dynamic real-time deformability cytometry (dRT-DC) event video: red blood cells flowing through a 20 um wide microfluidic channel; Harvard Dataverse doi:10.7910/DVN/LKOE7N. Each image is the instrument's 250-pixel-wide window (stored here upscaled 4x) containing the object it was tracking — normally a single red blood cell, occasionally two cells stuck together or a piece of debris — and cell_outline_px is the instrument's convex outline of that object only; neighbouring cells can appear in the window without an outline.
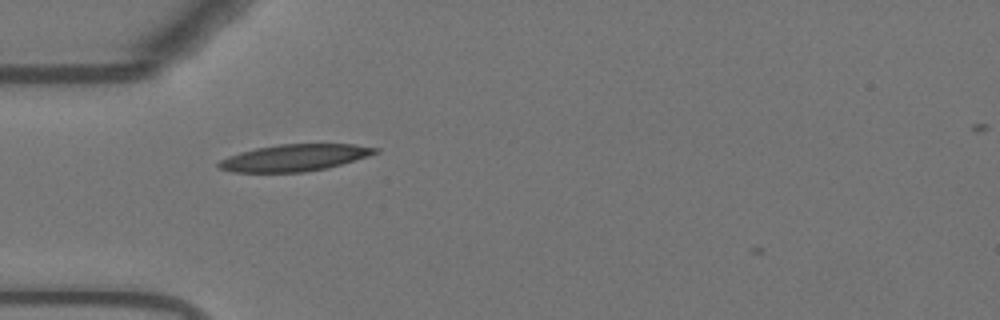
{"species": "Egyptian fruit bat (a non-hibernating species)", "species_latin": "Rousettus aegyptiacus", "temperature_condition": "warm", "stored_images_in_passage": 41, "camera_frame_rate_fps": 3000, "um_per_image_px": 0.085, "animal": {"sex": "female"}, "frame": {"image": 1, "passage_image": 3, "time_ms": 0.667, "image_size_px": [1000, 320], "cell_outline_px": [[380, 152], [368, 156], [340, 164], [324, 168], [304, 172], [232, 172], [220, 168], [216, 164], [220, 160], [228, 156], [240, 152], [256, 148], [280, 144], [356, 144], [380, 148]], "centroid_in_image_um": [25.04, 13.4], "position_along_channel_um": 60.0, "area_um2": 24.28}}
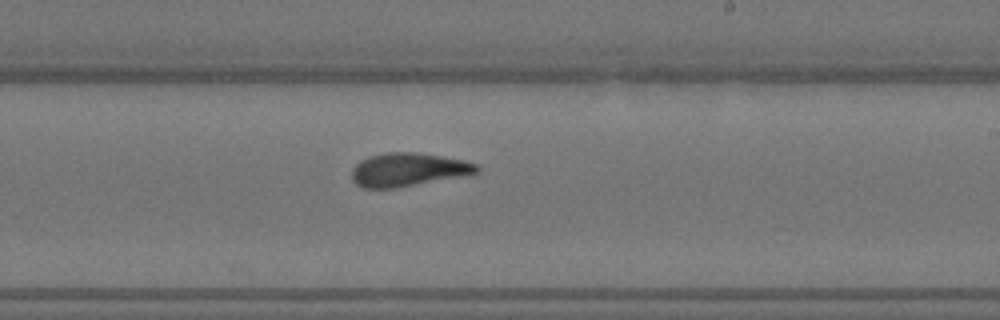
{"frame": {"image": 2, "passage_image": 19, "time_ms": 6.0, "image_size_px": [1000, 320], "cell_outline_px": [[480, 172], [464, 176], [396, 188], [364, 188], [356, 184], [352, 180], [352, 168], [360, 160], [384, 152], [416, 152], [464, 160], [476, 164], [480, 168]], "centroid_in_image_um": [34.7, 14.42], "position_along_channel_um": 254.3, "area_um2": 24.39}}
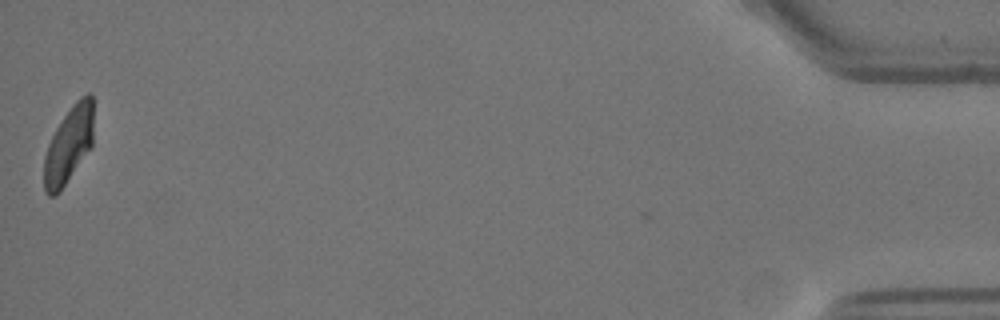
{"frame": {"image": 3, "passage_image": 41, "time_ms": 13.333, "image_size_px": [1000, 320], "cell_outline_px": [[92, 148], [60, 192], [56, 196], [48, 196], [44, 192], [44, 156], [48, 144], [56, 128], [72, 104], [80, 96], [88, 92], [92, 96]], "centroid_in_image_um": [5.83, 12.36], "position_along_channel_um": 429.4, "area_um2": 22.31}, "authors_computed_cell_mechanics": {"area_um2": 23.8714, "velocity_mm_per_s": 3.6849, "shape_relaxation_time_tau1_ms": 9.0396, "shape_relaxation_time_tau2_ms": 1.8874, "deformation_change_tau1": 0.258, "deformation_change_tau2": 0.089}}